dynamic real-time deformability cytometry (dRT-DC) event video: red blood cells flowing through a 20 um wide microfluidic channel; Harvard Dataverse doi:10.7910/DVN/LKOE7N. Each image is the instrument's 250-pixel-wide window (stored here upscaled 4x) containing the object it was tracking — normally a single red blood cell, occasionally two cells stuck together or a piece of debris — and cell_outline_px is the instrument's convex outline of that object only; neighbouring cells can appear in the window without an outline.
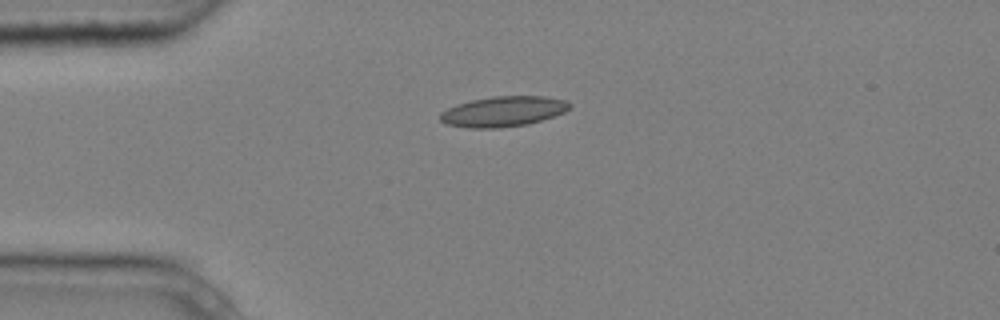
{"species": "common noctule bat (a hibernating species)", "species_latin": "Nyctalus noctula", "temperature_condition": "cold", "stored_images_in_passage": 4, "camera_frame_rate_fps": 3000, "um_per_image_px": 0.085, "animal": {"sex": "male", "body_mass_g": 20.4}, "frame": {"image": 1, "passage_image": 1, "time_ms": 0.0, "image_size_px": [1000, 320], "cell_outline_px": [[572, 104], [564, 112], [528, 124], [500, 128], [468, 128], [448, 124], [440, 120], [440, 112], [456, 104], [472, 100], [492, 96], [544, 96], [568, 100]], "centroid_in_image_um": [42.77, 9.47], "position_along_channel_um": 42.2, "area_um2": 22.83}}
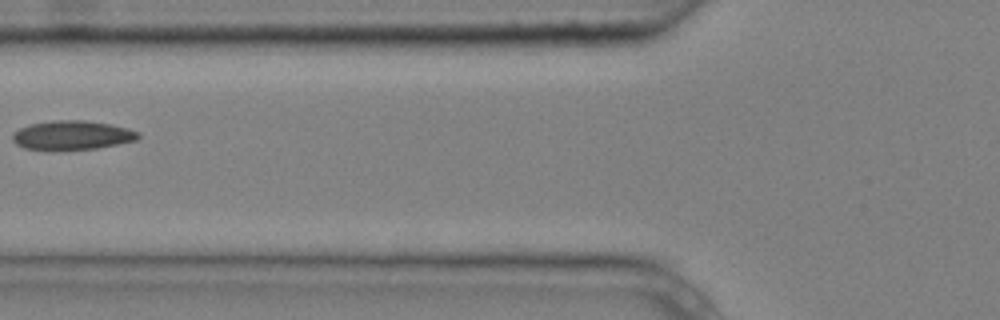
{"frame": {"image": 2, "passage_image": 3, "time_ms": 0.667, "image_size_px": [1000, 320], "cell_outline_px": [[140, 136], [136, 140], [96, 148], [48, 152], [24, 148], [16, 144], [12, 140], [12, 132], [20, 128], [32, 124], [52, 120], [84, 120], [108, 124], [128, 128], [140, 132]], "centroid_in_image_um": [6.07, 11.52], "position_along_channel_um": 119.7, "area_um2": 21.73}}